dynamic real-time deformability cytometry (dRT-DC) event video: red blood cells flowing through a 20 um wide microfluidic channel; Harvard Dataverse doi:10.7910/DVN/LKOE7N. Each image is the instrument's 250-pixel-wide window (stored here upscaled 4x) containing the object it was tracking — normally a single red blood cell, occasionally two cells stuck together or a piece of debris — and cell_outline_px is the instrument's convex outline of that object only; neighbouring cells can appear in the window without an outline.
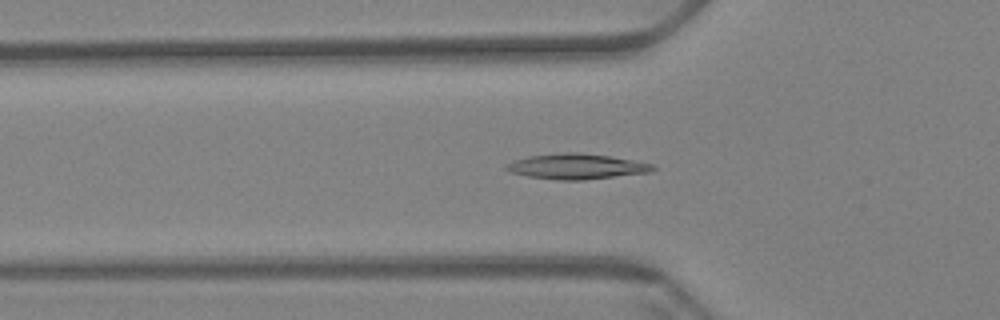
{"species": "Egyptian fruit bat (a non-hibernating species)", "species_latin": "Rousettus aegyptiacus", "temperature_condition": "warm", "stored_images_in_passage": 43, "camera_frame_rate_fps": 3000, "um_per_image_px": 0.085, "animal": {"sex": "female"}, "frame": {"image": 1, "passage_image": 3, "time_ms": 0.667, "image_size_px": [1000, 320], "cell_outline_px": [[656, 168], [652, 172], [584, 180], [560, 180], [528, 176], [508, 172], [504, 168], [504, 164], [512, 160], [528, 156], [564, 152], [576, 152], [608, 156], [652, 164]], "centroid_in_image_um": [48.94, 14.15], "position_along_channel_um": 76.9, "area_um2": 21.68}}
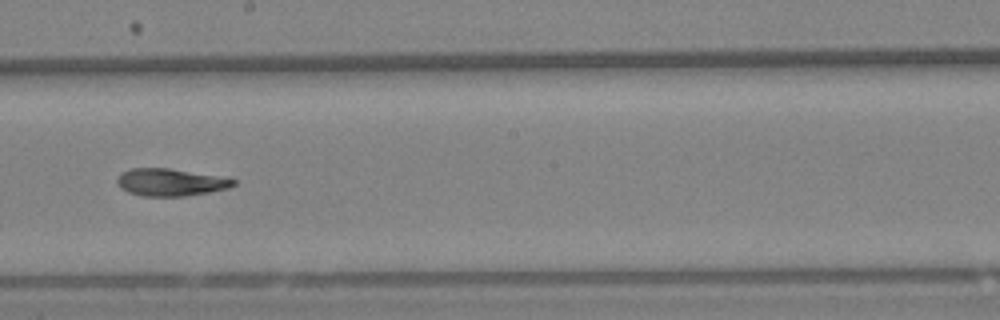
{"frame": {"image": 2, "passage_image": 17, "time_ms": 5.333, "image_size_px": [1000, 320], "cell_outline_px": [[236, 184], [228, 188], [208, 192], [184, 196], [140, 196], [128, 192], [120, 188], [116, 184], [116, 180], [120, 172], [132, 168], [168, 168], [236, 180]], "centroid_in_image_um": [14.39, 15.5], "position_along_channel_um": 233.8, "area_um2": 18.32}}
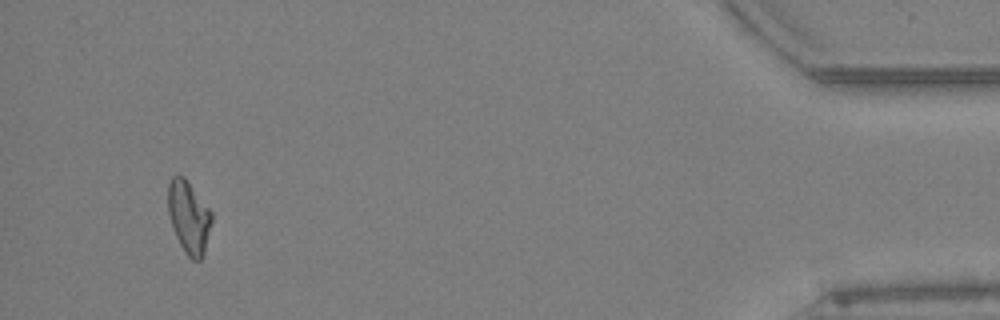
{"frame": {"image": 3, "passage_image": 40, "time_ms": 13.0, "image_size_px": [1000, 320], "cell_outline_px": [[212, 224], [204, 256], [200, 260], [192, 260], [184, 252], [176, 236], [168, 212], [168, 184], [172, 176], [184, 176], [212, 212]], "centroid_in_image_um": [16.07, 18.48], "position_along_channel_um": 419.1, "area_um2": 18.5}, "authors_computed_cell_mechanics": {"area_um2": 18.6694, "velocity_mm_per_s": 3.3699, "shape_relaxation_time_tau1_ms": null, "shape_relaxation_time_tau2_ms": 5.3824, "deformation_change_tau1": null, "deformation_change_tau2": 0.1187}}